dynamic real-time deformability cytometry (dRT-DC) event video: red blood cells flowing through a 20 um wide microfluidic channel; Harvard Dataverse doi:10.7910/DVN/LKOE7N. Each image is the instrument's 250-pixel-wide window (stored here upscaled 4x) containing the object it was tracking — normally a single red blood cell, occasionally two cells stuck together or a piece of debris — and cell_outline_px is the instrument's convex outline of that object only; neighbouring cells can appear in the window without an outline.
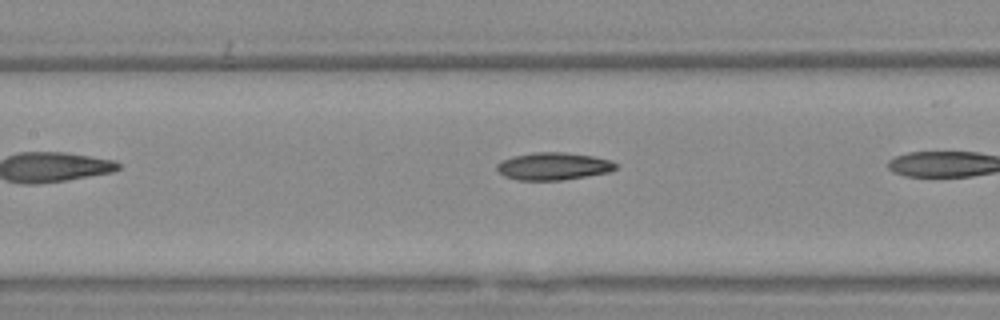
{"species": "Egyptian fruit bat (a non-hibernating species)", "species_latin": "Rousettus aegyptiacus", "temperature_condition": "warm", "stored_images_in_passage": 9, "camera_frame_rate_fps": 3000, "um_per_image_px": 0.085, "animal": {"sex": "female"}, "frame": {"image": 1, "passage_image": 8, "time_ms": 2.333, "image_size_px": [1000, 320], "cell_outline_px": [[616, 168], [612, 172], [560, 180], [516, 180], [504, 176], [496, 168], [496, 164], [500, 160], [512, 156], [532, 152], [564, 152], [592, 156], [612, 160], [616, 164]], "centroid_in_image_um": [47.02, 14.12], "position_along_channel_um": 160.4, "area_um2": 19.19}}